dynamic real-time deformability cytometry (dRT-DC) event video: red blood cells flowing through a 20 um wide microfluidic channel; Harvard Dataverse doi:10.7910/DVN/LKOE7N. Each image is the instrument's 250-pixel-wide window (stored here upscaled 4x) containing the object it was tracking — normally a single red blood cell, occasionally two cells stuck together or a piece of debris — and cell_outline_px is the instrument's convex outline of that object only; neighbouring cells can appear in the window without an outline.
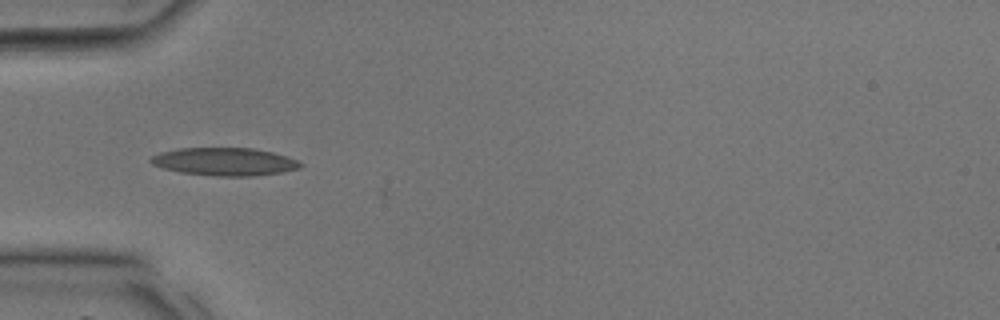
{"species": "common noctule bat (a hibernating species)", "species_latin": "Nyctalus noctula", "temperature_condition": "room temperature", "stored_images_in_passage": 27, "camera_frame_rate_fps": 3000, "um_per_image_px": 0.085, "animal": {"sex": "male", "body_mass_g": 17.9, "forearm_length_mm": 54.2}, "frame": {"image": 1, "passage_image": 2, "time_ms": 0.333, "image_size_px": [1000, 320], "cell_outline_px": [[304, 164], [300, 168], [280, 172], [252, 176], [216, 176], [180, 172], [164, 168], [152, 164], [148, 160], [152, 156], [160, 152], [180, 148], [252, 148], [272, 152], [288, 156]], "centroid_in_image_um": [19.09, 13.74], "position_along_channel_um": 65.9, "area_um2": 24.22}}
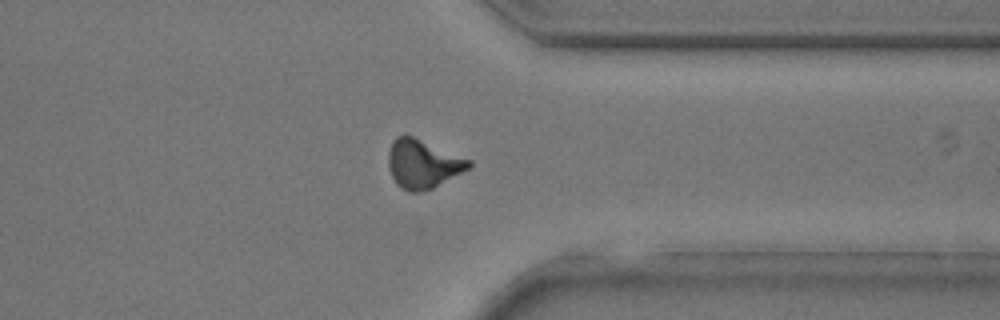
{"frame": {"image": 2, "passage_image": 19, "time_ms": 6.0, "image_size_px": [1000, 320], "cell_outline_px": [[472, 164], [468, 168], [432, 188], [420, 192], [408, 192], [400, 188], [396, 184], [388, 168], [388, 152], [392, 140], [396, 136], [404, 132], [472, 160]], "centroid_in_image_um": [35.88, 13.9], "position_along_channel_um": 375.5, "area_um2": 23.06}}
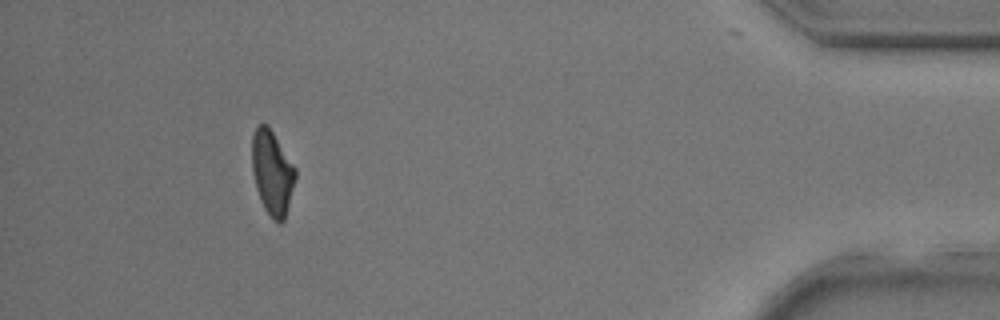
{"frame": {"image": 3, "passage_image": 24, "time_ms": 7.667, "image_size_px": [1000, 320], "cell_outline_px": [[296, 180], [284, 220], [280, 224], [272, 220], [264, 208], [260, 200], [256, 188], [252, 172], [252, 136], [256, 124], [268, 124], [296, 168]], "centroid_in_image_um": [23.13, 14.67], "position_along_channel_um": 412.1, "area_um2": 21.62}}